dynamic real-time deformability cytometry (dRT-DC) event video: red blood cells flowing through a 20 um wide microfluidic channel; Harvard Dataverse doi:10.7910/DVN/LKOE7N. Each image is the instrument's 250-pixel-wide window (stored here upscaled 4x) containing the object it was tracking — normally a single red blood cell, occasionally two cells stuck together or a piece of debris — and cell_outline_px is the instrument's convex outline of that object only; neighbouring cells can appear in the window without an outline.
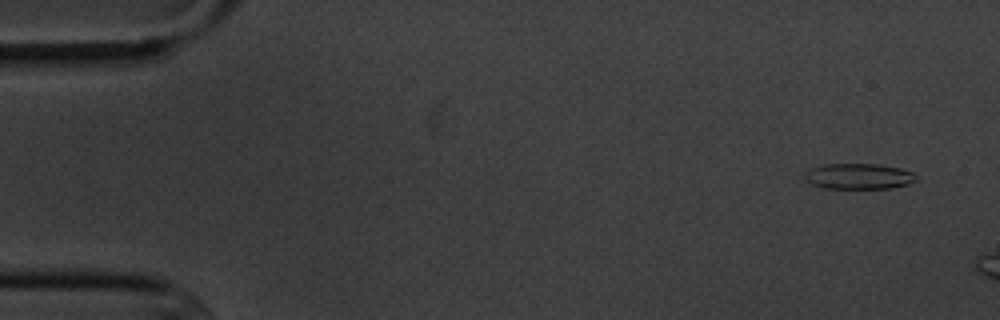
{"species": "common noctule bat (a hibernating species)", "species_latin": "Nyctalus noctula", "temperature_condition": "cold", "stored_images_in_passage": 3, "camera_frame_rate_fps": 3000, "um_per_image_px": 0.085, "animal": {"sex": "male", "body_mass_g": 20.1, "forearm_length_mm": 53.5}, "frame": {"image": 1, "passage_image": 1, "time_ms": 0.0, "image_size_px": [1000, 320], "cell_outline_px": [[916, 180], [908, 184], [892, 188], [824, 188], [812, 184], [804, 180], [804, 172], [808, 168], [824, 164], [876, 164], [900, 168], [912, 172], [916, 176]], "centroid_in_image_um": [72.93, 14.98], "position_along_channel_um": 12.1, "area_um2": 16.76}}